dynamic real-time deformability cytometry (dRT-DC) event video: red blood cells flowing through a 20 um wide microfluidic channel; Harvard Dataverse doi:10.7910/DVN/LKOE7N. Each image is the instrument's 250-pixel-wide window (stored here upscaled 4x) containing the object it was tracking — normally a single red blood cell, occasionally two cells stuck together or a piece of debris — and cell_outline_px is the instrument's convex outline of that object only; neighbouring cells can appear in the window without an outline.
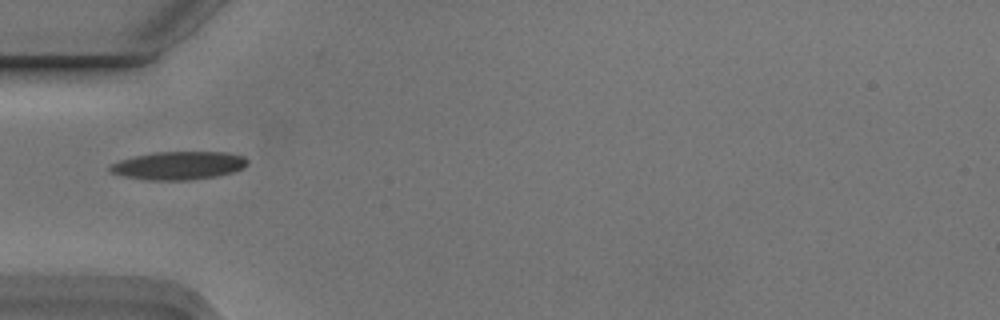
{"species": "Egyptian fruit bat (a non-hibernating species)", "species_latin": "Rousettus aegyptiacus", "temperature_condition": "cold", "stored_images_in_passage": 2, "camera_frame_rate_fps": 3000, "um_per_image_px": 0.085, "animal": {"sex": "male"}, "frame": {"image": 1, "passage_image": 2, "time_ms": 0.333, "image_size_px": [1000, 320], "cell_outline_px": [[248, 164], [244, 168], [232, 172], [216, 176], [188, 180], [144, 180], [124, 176], [108, 172], [108, 168], [112, 164], [120, 160], [136, 156], [156, 152], [224, 152], [244, 156], [248, 160]], "centroid_in_image_um": [15.18, 14.07], "position_along_channel_um": 69.8, "area_um2": 22.54}}